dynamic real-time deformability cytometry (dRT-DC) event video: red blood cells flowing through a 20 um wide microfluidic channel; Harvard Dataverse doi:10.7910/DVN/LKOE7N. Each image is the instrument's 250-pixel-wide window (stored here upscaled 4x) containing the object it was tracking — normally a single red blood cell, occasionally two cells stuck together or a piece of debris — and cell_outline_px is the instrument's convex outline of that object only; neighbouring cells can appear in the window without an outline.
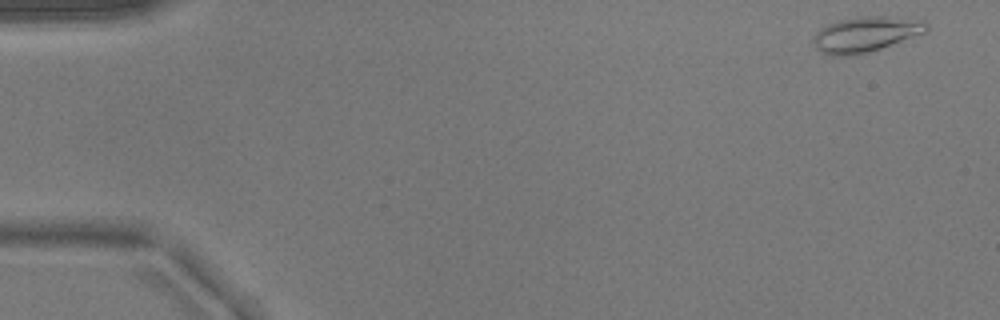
{"species": "common noctule bat (a hibernating species)", "species_latin": "Nyctalus noctula", "temperature_condition": "warm", "stored_images_in_passage": 51, "camera_frame_rate_fps": 3000, "um_per_image_px": 0.085, "animal": {"sex": "male", "body_mass_g": 17.9}, "frame": {"image": 1, "passage_image": 2, "time_ms": 0.333, "image_size_px": [1000, 320], "cell_outline_px": [[928, 28], [924, 32], [880, 48], [868, 52], [848, 56], [832, 56], [820, 52], [812, 44], [812, 36], [820, 28], [828, 24], [840, 20], [856, 16], [888, 16], [924, 20], [928, 24]], "centroid_in_image_um": [73.51, 2.91], "position_along_channel_um": 11.5, "area_um2": 23.29}}
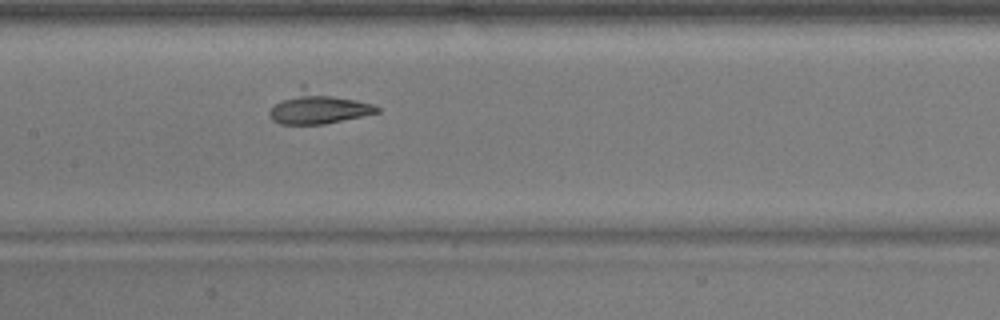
{"frame": {"image": 2, "passage_image": 25, "time_ms": 8.0, "image_size_px": [1000, 320], "cell_outline_px": [[380, 112], [324, 124], [280, 124], [272, 120], [268, 112], [280, 100], [300, 84], [304, 84], [372, 104], [380, 108]], "centroid_in_image_um": [27.02, 9.12], "position_along_channel_um": 180.4, "area_um2": 20.35}}
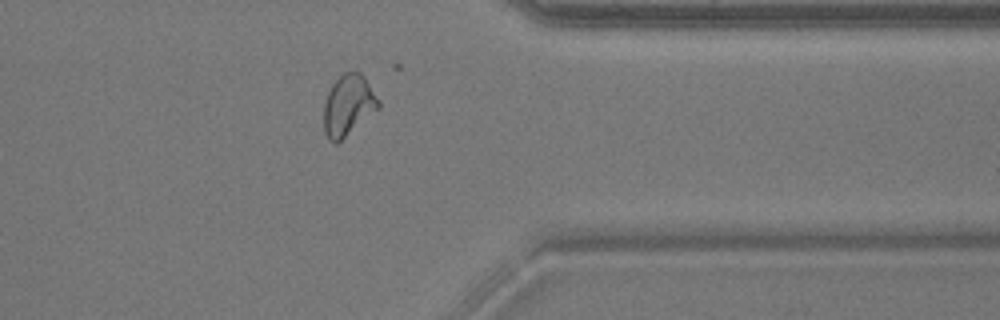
{"frame": {"image": 3, "passage_image": 41, "time_ms": 13.333, "image_size_px": [1000, 320], "cell_outline_px": [[380, 108], [336, 144], [328, 140], [324, 132], [324, 104], [328, 92], [332, 84], [344, 72], [360, 72], [364, 76], [380, 100]], "centroid_in_image_um": [29.61, 8.96], "position_along_channel_um": 381.8, "area_um2": 19.42}}